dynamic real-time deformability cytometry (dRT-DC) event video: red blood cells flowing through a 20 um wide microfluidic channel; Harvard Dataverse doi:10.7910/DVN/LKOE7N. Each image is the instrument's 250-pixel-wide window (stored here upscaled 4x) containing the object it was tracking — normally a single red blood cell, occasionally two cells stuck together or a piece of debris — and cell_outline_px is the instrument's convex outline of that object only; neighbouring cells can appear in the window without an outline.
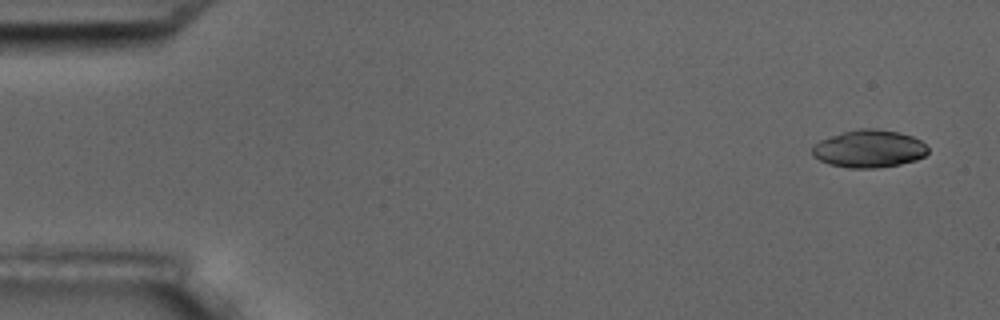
{"species": "common noctule bat (a hibernating species)", "species_latin": "Nyctalus noctula", "temperature_condition": "room temperature", "stored_images_in_passage": 5, "camera_frame_rate_fps": 3000, "um_per_image_px": 0.085, "animal": {"sex": "male", "body_mass_g": 17.5, "forearm_length_mm": 52.3}, "frame": {"image": 1, "passage_image": 1, "time_ms": 0.0, "image_size_px": [1000, 320], "cell_outline_px": [[928, 152], [924, 156], [916, 160], [900, 164], [876, 168], [848, 168], [828, 164], [812, 156], [812, 148], [820, 140], [844, 132], [860, 128], [876, 128], [900, 132], [912, 136], [920, 140], [928, 148]], "centroid_in_image_um": [73.88, 12.65], "position_along_channel_um": 11.1, "area_um2": 25.37}}